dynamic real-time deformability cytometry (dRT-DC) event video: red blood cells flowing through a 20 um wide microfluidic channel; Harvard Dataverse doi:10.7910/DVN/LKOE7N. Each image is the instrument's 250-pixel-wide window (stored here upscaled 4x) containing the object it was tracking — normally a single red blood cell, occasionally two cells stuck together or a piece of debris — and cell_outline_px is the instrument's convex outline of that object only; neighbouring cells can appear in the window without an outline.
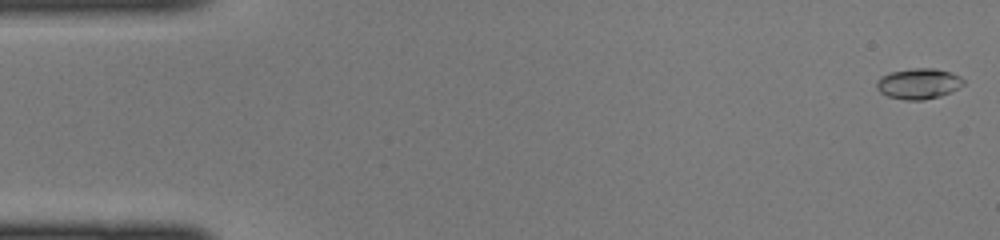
{"species": "common noctule bat (a hibernating species)", "species_latin": "Nyctalus noctula", "temperature_condition": "cold", "stored_images_in_passage": 45, "camera_frame_rate_fps": 3000, "um_per_image_px": 0.085, "animal": {"sex": "female", "body_mass_g": 22.0, "forearm_length_mm": 56.7}, "frame": {"image": 1, "passage_image": 1, "time_ms": 0.0, "image_size_px": [1000, 240], "cell_outline_px": [[964, 84], [940, 96], [924, 100], [904, 100], [888, 96], [880, 92], [876, 88], [876, 84], [880, 76], [888, 72], [912, 68], [936, 68], [952, 72], [960, 76], [964, 80]], "centroid_in_image_um": [78.05, 7.09], "position_along_channel_um": 6.9, "area_um2": 15.61}}
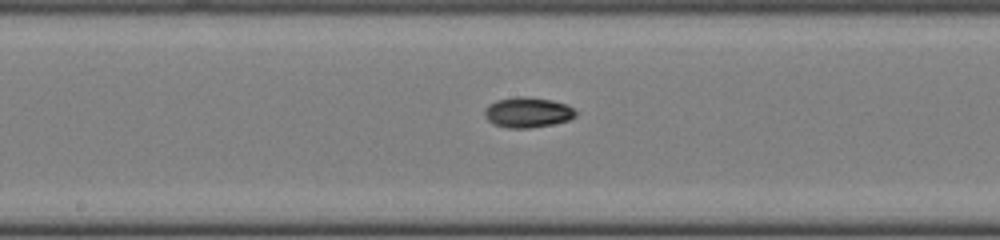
{"frame": {"image": 2, "passage_image": 23, "time_ms": 7.333, "image_size_px": [1000, 240], "cell_outline_px": [[576, 116], [568, 120], [552, 124], [528, 128], [508, 128], [492, 124], [484, 116], [484, 108], [488, 104], [496, 100], [516, 96], [524, 96], [552, 100], [568, 104], [576, 112]], "centroid_in_image_um": [44.81, 9.54], "position_along_channel_um": 203.4, "area_um2": 16.24}}
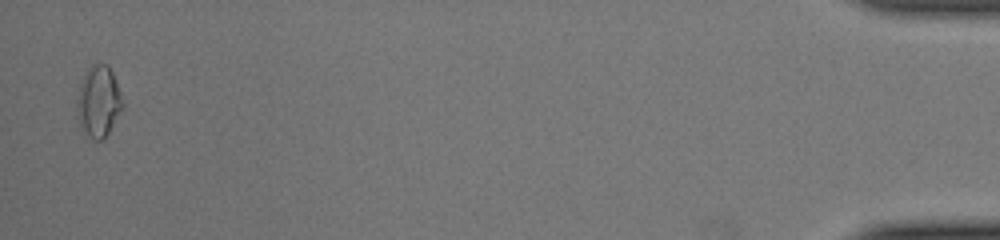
{"frame": {"image": 3, "passage_image": 44, "time_ms": 14.333, "image_size_px": [1000, 240], "cell_outline_px": [[124, 108], [108, 132], [100, 140], [96, 140], [84, 136], [80, 128], [76, 108], [76, 100], [80, 84], [88, 68], [92, 64], [108, 64], [112, 72], [120, 92], [124, 104]], "centroid_in_image_um": [8.36, 8.65], "position_along_channel_um": 426.8, "area_um2": 19.07}}